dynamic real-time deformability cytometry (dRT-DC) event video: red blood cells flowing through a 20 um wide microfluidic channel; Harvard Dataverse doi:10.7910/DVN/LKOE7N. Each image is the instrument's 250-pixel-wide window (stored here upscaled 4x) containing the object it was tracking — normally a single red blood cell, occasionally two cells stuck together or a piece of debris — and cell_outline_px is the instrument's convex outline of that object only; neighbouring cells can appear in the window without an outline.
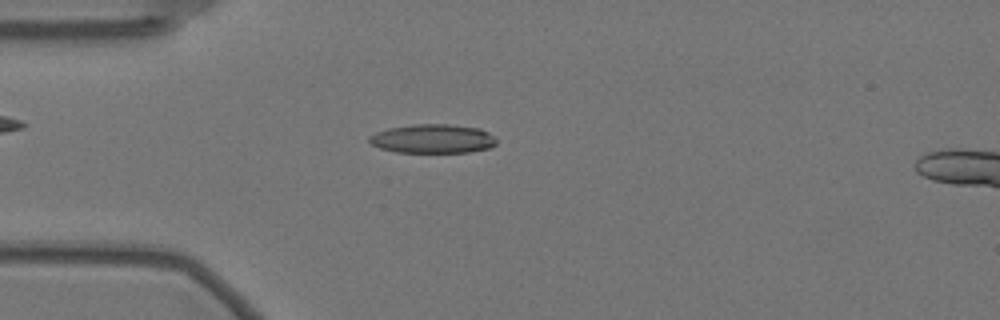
{"species": "Egyptian fruit bat (a non-hibernating species)", "species_latin": "Rousettus aegyptiacus", "temperature_condition": "warm", "stored_images_in_passage": 57, "camera_frame_rate_fps": 3000, "um_per_image_px": 0.085, "animal": {"sex": "female"}, "frame": {"image": 1, "passage_image": 15, "time_ms": 4.667, "image_size_px": [1000, 320], "cell_outline_px": [[496, 144], [488, 148], [468, 152], [396, 152], [380, 148], [372, 144], [368, 140], [368, 136], [376, 132], [388, 128], [412, 124], [448, 124], [480, 128], [488, 132], [496, 140]], "centroid_in_image_um": [36.76, 11.78], "position_along_channel_um": 48.2, "area_um2": 21.44}}
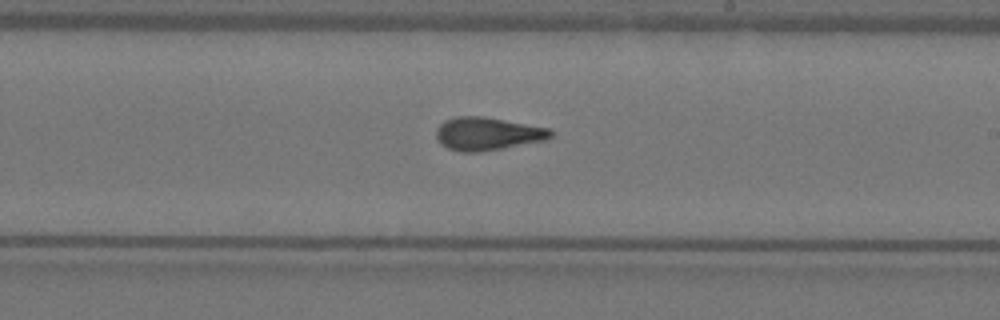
{"frame": {"image": 2, "passage_image": 33, "time_ms": 10.667, "image_size_px": [1000, 320], "cell_outline_px": [[552, 136], [548, 140], [480, 152], [460, 152], [448, 148], [440, 144], [436, 136], [436, 128], [444, 120], [456, 116], [484, 116], [548, 128], [552, 132]], "centroid_in_image_um": [41.41, 11.37], "position_along_channel_um": 247.6, "area_um2": 22.14}}
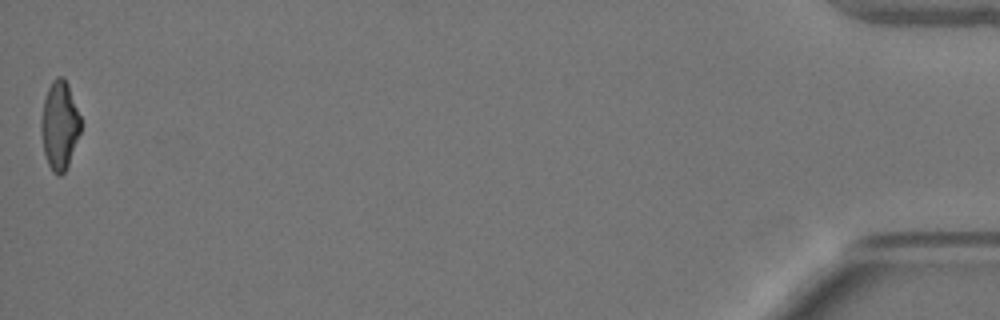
{"frame": {"image": 3, "passage_image": 57, "time_ms": 18.667, "image_size_px": [1000, 320], "cell_outline_px": [[80, 132], [68, 164], [64, 172], [60, 176], [56, 176], [52, 172], [48, 164], [44, 152], [40, 132], [40, 120], [44, 100], [48, 88], [52, 80], [56, 76], [64, 76], [68, 84], [80, 116]], "centroid_in_image_um": [5.04, 10.64], "position_along_channel_um": 430.2, "area_um2": 20.4}, "authors_computed_cell_mechanics": {"area_um2": 21.2126, "velocity_mm_per_s": 3.5227, "shape_relaxation_time_tau1_ms": null, "shape_relaxation_time_tau2_ms": 2.0122, "deformation_change_tau1": null, "deformation_change_tau2": 0.0948}}